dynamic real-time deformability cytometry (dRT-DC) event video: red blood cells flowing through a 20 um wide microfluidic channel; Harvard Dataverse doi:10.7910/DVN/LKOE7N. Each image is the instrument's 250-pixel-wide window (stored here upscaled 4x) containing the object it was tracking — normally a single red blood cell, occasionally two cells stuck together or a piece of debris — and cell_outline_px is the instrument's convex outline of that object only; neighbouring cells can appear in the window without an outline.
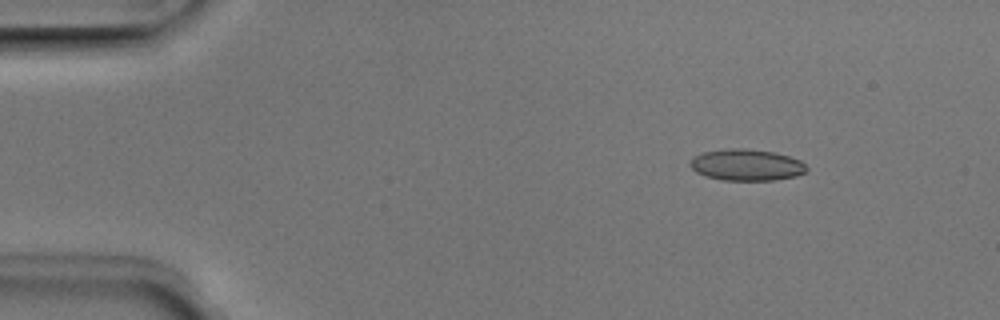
{"species": "Egyptian fruit bat (a non-hibernating species)", "species_latin": "Rousettus aegyptiacus", "temperature_condition": "room temperature", "stored_images_in_passage": 45, "camera_frame_rate_fps": 3000, "um_per_image_px": 0.085, "animal": {"sex": "male"}, "frame": {"image": 1, "passage_image": 1, "time_ms": 0.0, "image_size_px": [1000, 320], "cell_outline_px": [[808, 168], [804, 172], [796, 176], [772, 180], [724, 180], [708, 176], [696, 172], [688, 164], [692, 156], [704, 152], [728, 148], [748, 148], [776, 152], [800, 160]], "centroid_in_image_um": [63.44, 14.0], "position_along_channel_um": 21.6, "area_um2": 21.39}}
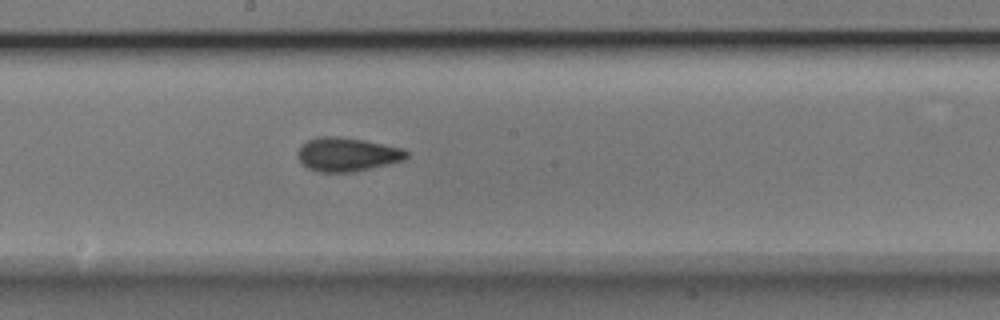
{"frame": {"image": 2, "passage_image": 22, "time_ms": 7.0, "image_size_px": [1000, 320], "cell_outline_px": [[408, 156], [404, 160], [356, 172], [320, 172], [308, 168], [300, 160], [300, 148], [308, 140], [316, 136], [336, 136], [364, 140], [404, 148], [408, 152]], "centroid_in_image_um": [29.57, 13.12], "position_along_channel_um": 218.6, "area_um2": 21.27}}
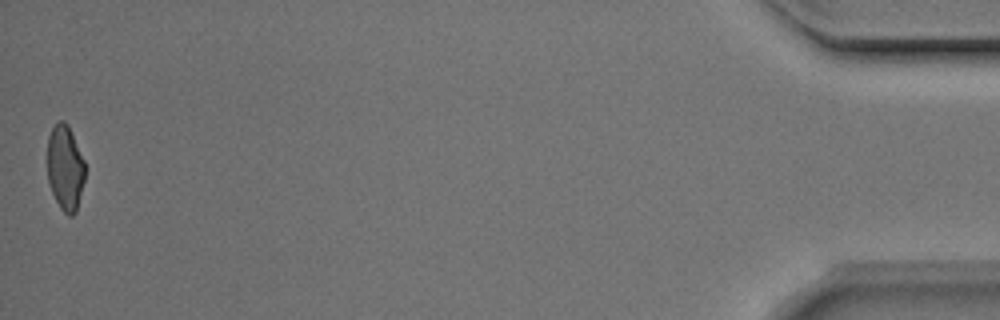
{"frame": {"image": 3, "passage_image": 45, "time_ms": 14.667, "image_size_px": [1000, 320], "cell_outline_px": [[84, 180], [76, 212], [72, 216], [68, 216], [60, 208], [52, 192], [48, 180], [48, 136], [56, 120], [64, 120], [68, 124], [84, 160]], "centroid_in_image_um": [5.53, 14.24], "position_along_channel_um": 429.7, "area_um2": 18.67}, "authors_computed_cell_mechanics": {"area_um2": 20.808, "velocity_mm_per_s": 3.985, "shape_relaxation_time_tau1_ms": 5.1456, "shape_relaxation_time_tau2_ms": 1.45, "deformation_change_tau1": 0.1046, "deformation_change_tau2": 0.0632}}